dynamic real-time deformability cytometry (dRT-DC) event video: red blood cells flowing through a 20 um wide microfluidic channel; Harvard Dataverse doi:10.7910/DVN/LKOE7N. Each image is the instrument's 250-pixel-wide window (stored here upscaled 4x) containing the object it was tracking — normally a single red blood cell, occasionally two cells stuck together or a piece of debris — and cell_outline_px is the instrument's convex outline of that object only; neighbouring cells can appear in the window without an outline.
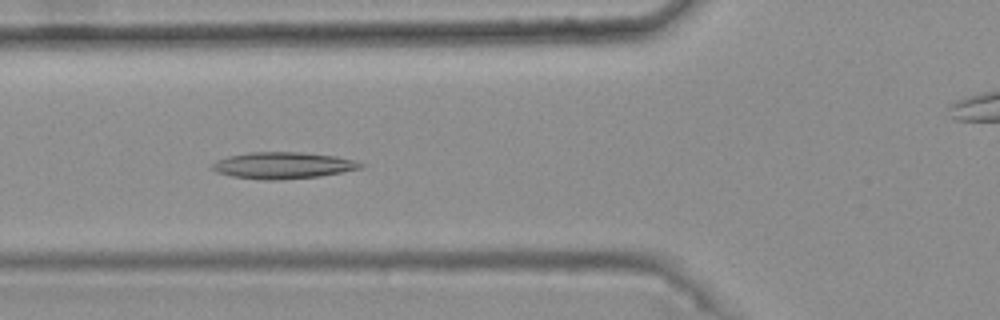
{"species": "common noctule bat (a hibernating species)", "species_latin": "Nyctalus noctula", "temperature_condition": "warm", "stored_images_in_passage": 43, "camera_frame_rate_fps": 3000, "um_per_image_px": 0.085, "animal": {"sex": "female", "body_mass_g": 25.1}, "frame": {"image": 1, "passage_image": 17, "time_ms": 5.333, "image_size_px": [1000, 320], "cell_outline_px": [[364, 168], [320, 176], [276, 180], [264, 180], [232, 176], [216, 172], [208, 168], [216, 160], [228, 156], [248, 152], [300, 152], [336, 156], [356, 160], [364, 164]], "centroid_in_image_um": [24.04, 14.05], "position_along_channel_um": 101.8, "area_um2": 23.18}}
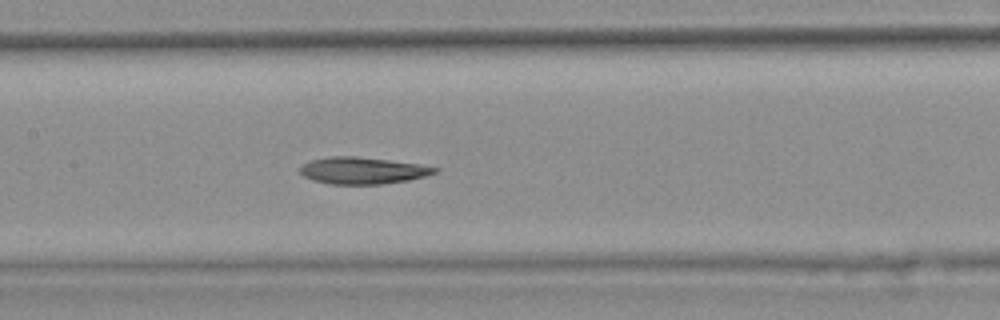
{"frame": {"image": 2, "passage_image": 23, "time_ms": 7.333, "image_size_px": [1000, 320], "cell_outline_px": [[440, 168], [436, 172], [424, 176], [408, 180], [380, 184], [328, 184], [312, 180], [304, 176], [300, 172], [300, 168], [304, 164], [312, 160], [332, 156], [356, 156], [420, 164]], "centroid_in_image_um": [30.82, 14.5], "position_along_channel_um": 176.6, "area_um2": 20.87}}
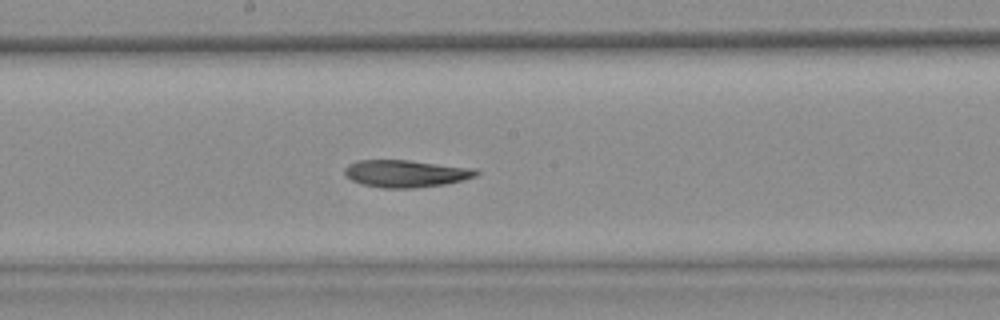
{"frame": {"image": 3, "passage_image": 26, "time_ms": 8.333, "image_size_px": [1000, 320], "cell_outline_px": [[480, 172], [476, 176], [464, 180], [444, 184], [412, 188], [380, 188], [360, 184], [344, 176], [344, 168], [348, 164], [356, 160], [408, 160], [476, 168]], "centroid_in_image_um": [34.47, 14.75], "position_along_channel_um": 213.7, "area_um2": 21.15}, "authors_computed_cell_mechanics": {"area_um2": 21.7906, "velocity_mm_per_s": 3.7352, "shape_relaxation_time_tau1_ms": null, "shape_relaxation_time_tau2_ms": 6.6805, "deformation_change_tau1": null, "deformation_change_tau2": 0.1595}}